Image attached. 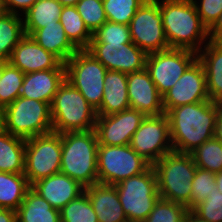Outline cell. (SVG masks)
Segmentation results:
<instances>
[{"label": "cell", "instance_id": "obj_1", "mask_svg": "<svg viewBox=\"0 0 222 222\" xmlns=\"http://www.w3.org/2000/svg\"><path fill=\"white\" fill-rule=\"evenodd\" d=\"M219 103L207 100L170 109L169 119L173 151L190 154L214 137Z\"/></svg>", "mask_w": 222, "mask_h": 222}, {"label": "cell", "instance_id": "obj_2", "mask_svg": "<svg viewBox=\"0 0 222 222\" xmlns=\"http://www.w3.org/2000/svg\"><path fill=\"white\" fill-rule=\"evenodd\" d=\"M160 13L169 48L198 53L205 41H209L208 28L192 0H161Z\"/></svg>", "mask_w": 222, "mask_h": 222}, {"label": "cell", "instance_id": "obj_3", "mask_svg": "<svg viewBox=\"0 0 222 222\" xmlns=\"http://www.w3.org/2000/svg\"><path fill=\"white\" fill-rule=\"evenodd\" d=\"M98 145L94 129L62 133L60 172L85 188L98 183Z\"/></svg>", "mask_w": 222, "mask_h": 222}, {"label": "cell", "instance_id": "obj_4", "mask_svg": "<svg viewBox=\"0 0 222 222\" xmlns=\"http://www.w3.org/2000/svg\"><path fill=\"white\" fill-rule=\"evenodd\" d=\"M152 167L161 199L183 204L191 210L192 180L197 166L191 154L170 152Z\"/></svg>", "mask_w": 222, "mask_h": 222}, {"label": "cell", "instance_id": "obj_5", "mask_svg": "<svg viewBox=\"0 0 222 222\" xmlns=\"http://www.w3.org/2000/svg\"><path fill=\"white\" fill-rule=\"evenodd\" d=\"M50 107L54 132L62 134L95 129L96 109L67 80L58 88Z\"/></svg>", "mask_w": 222, "mask_h": 222}, {"label": "cell", "instance_id": "obj_6", "mask_svg": "<svg viewBox=\"0 0 222 222\" xmlns=\"http://www.w3.org/2000/svg\"><path fill=\"white\" fill-rule=\"evenodd\" d=\"M5 130L29 139L53 131L49 103L19 96L3 109Z\"/></svg>", "mask_w": 222, "mask_h": 222}, {"label": "cell", "instance_id": "obj_7", "mask_svg": "<svg viewBox=\"0 0 222 222\" xmlns=\"http://www.w3.org/2000/svg\"><path fill=\"white\" fill-rule=\"evenodd\" d=\"M115 187L128 222H144L160 198L152 165L145 172L125 179Z\"/></svg>", "mask_w": 222, "mask_h": 222}, {"label": "cell", "instance_id": "obj_8", "mask_svg": "<svg viewBox=\"0 0 222 222\" xmlns=\"http://www.w3.org/2000/svg\"><path fill=\"white\" fill-rule=\"evenodd\" d=\"M62 134L49 132L25 142L24 175L31 186L36 181L60 173Z\"/></svg>", "mask_w": 222, "mask_h": 222}, {"label": "cell", "instance_id": "obj_9", "mask_svg": "<svg viewBox=\"0 0 222 222\" xmlns=\"http://www.w3.org/2000/svg\"><path fill=\"white\" fill-rule=\"evenodd\" d=\"M66 80L96 110L101 106L108 69L86 49L78 50L66 63Z\"/></svg>", "mask_w": 222, "mask_h": 222}, {"label": "cell", "instance_id": "obj_10", "mask_svg": "<svg viewBox=\"0 0 222 222\" xmlns=\"http://www.w3.org/2000/svg\"><path fill=\"white\" fill-rule=\"evenodd\" d=\"M151 164L138 155L130 145H98V183L116 185L145 172Z\"/></svg>", "mask_w": 222, "mask_h": 222}, {"label": "cell", "instance_id": "obj_11", "mask_svg": "<svg viewBox=\"0 0 222 222\" xmlns=\"http://www.w3.org/2000/svg\"><path fill=\"white\" fill-rule=\"evenodd\" d=\"M132 42L147 55L169 49L160 13V0H146L129 23Z\"/></svg>", "mask_w": 222, "mask_h": 222}, {"label": "cell", "instance_id": "obj_12", "mask_svg": "<svg viewBox=\"0 0 222 222\" xmlns=\"http://www.w3.org/2000/svg\"><path fill=\"white\" fill-rule=\"evenodd\" d=\"M129 145L151 165L172 152L173 145L167 114L145 116Z\"/></svg>", "mask_w": 222, "mask_h": 222}, {"label": "cell", "instance_id": "obj_13", "mask_svg": "<svg viewBox=\"0 0 222 222\" xmlns=\"http://www.w3.org/2000/svg\"><path fill=\"white\" fill-rule=\"evenodd\" d=\"M196 59V52L169 48L148 54L145 69L150 74L159 94L163 96Z\"/></svg>", "mask_w": 222, "mask_h": 222}, {"label": "cell", "instance_id": "obj_14", "mask_svg": "<svg viewBox=\"0 0 222 222\" xmlns=\"http://www.w3.org/2000/svg\"><path fill=\"white\" fill-rule=\"evenodd\" d=\"M206 73L198 58L185 70L179 80L162 96L164 112L182 105L207 101Z\"/></svg>", "mask_w": 222, "mask_h": 222}, {"label": "cell", "instance_id": "obj_15", "mask_svg": "<svg viewBox=\"0 0 222 222\" xmlns=\"http://www.w3.org/2000/svg\"><path fill=\"white\" fill-rule=\"evenodd\" d=\"M108 70L125 74L145 69L147 54L132 43H90L86 49Z\"/></svg>", "mask_w": 222, "mask_h": 222}, {"label": "cell", "instance_id": "obj_16", "mask_svg": "<svg viewBox=\"0 0 222 222\" xmlns=\"http://www.w3.org/2000/svg\"><path fill=\"white\" fill-rule=\"evenodd\" d=\"M145 115L136 109L97 116L95 132L99 145L122 146L129 145L135 131L140 126Z\"/></svg>", "mask_w": 222, "mask_h": 222}, {"label": "cell", "instance_id": "obj_17", "mask_svg": "<svg viewBox=\"0 0 222 222\" xmlns=\"http://www.w3.org/2000/svg\"><path fill=\"white\" fill-rule=\"evenodd\" d=\"M8 62L24 74L41 70L65 69L64 63L26 34L14 47Z\"/></svg>", "mask_w": 222, "mask_h": 222}, {"label": "cell", "instance_id": "obj_18", "mask_svg": "<svg viewBox=\"0 0 222 222\" xmlns=\"http://www.w3.org/2000/svg\"><path fill=\"white\" fill-rule=\"evenodd\" d=\"M127 90L130 108L145 116H157L164 112L162 96L146 69L127 74Z\"/></svg>", "mask_w": 222, "mask_h": 222}, {"label": "cell", "instance_id": "obj_19", "mask_svg": "<svg viewBox=\"0 0 222 222\" xmlns=\"http://www.w3.org/2000/svg\"><path fill=\"white\" fill-rule=\"evenodd\" d=\"M31 188L58 210L78 198L85 190L79 182L61 172L36 181Z\"/></svg>", "mask_w": 222, "mask_h": 222}, {"label": "cell", "instance_id": "obj_20", "mask_svg": "<svg viewBox=\"0 0 222 222\" xmlns=\"http://www.w3.org/2000/svg\"><path fill=\"white\" fill-rule=\"evenodd\" d=\"M66 80V69L41 70L24 75L20 96L51 105L58 88Z\"/></svg>", "mask_w": 222, "mask_h": 222}, {"label": "cell", "instance_id": "obj_21", "mask_svg": "<svg viewBox=\"0 0 222 222\" xmlns=\"http://www.w3.org/2000/svg\"><path fill=\"white\" fill-rule=\"evenodd\" d=\"M98 222H128L115 185L96 183L85 188Z\"/></svg>", "mask_w": 222, "mask_h": 222}, {"label": "cell", "instance_id": "obj_22", "mask_svg": "<svg viewBox=\"0 0 222 222\" xmlns=\"http://www.w3.org/2000/svg\"><path fill=\"white\" fill-rule=\"evenodd\" d=\"M103 89L102 104L96 110L97 116H106L130 108L127 74L108 70L104 78Z\"/></svg>", "mask_w": 222, "mask_h": 222}, {"label": "cell", "instance_id": "obj_23", "mask_svg": "<svg viewBox=\"0 0 222 222\" xmlns=\"http://www.w3.org/2000/svg\"><path fill=\"white\" fill-rule=\"evenodd\" d=\"M206 73L207 91L211 101L222 103V44L206 41L197 53Z\"/></svg>", "mask_w": 222, "mask_h": 222}, {"label": "cell", "instance_id": "obj_24", "mask_svg": "<svg viewBox=\"0 0 222 222\" xmlns=\"http://www.w3.org/2000/svg\"><path fill=\"white\" fill-rule=\"evenodd\" d=\"M31 37L64 64L78 51L67 38L60 22L36 30Z\"/></svg>", "mask_w": 222, "mask_h": 222}, {"label": "cell", "instance_id": "obj_25", "mask_svg": "<svg viewBox=\"0 0 222 222\" xmlns=\"http://www.w3.org/2000/svg\"><path fill=\"white\" fill-rule=\"evenodd\" d=\"M16 214L17 222H61L60 210L53 208L31 187L27 190Z\"/></svg>", "mask_w": 222, "mask_h": 222}, {"label": "cell", "instance_id": "obj_26", "mask_svg": "<svg viewBox=\"0 0 222 222\" xmlns=\"http://www.w3.org/2000/svg\"><path fill=\"white\" fill-rule=\"evenodd\" d=\"M63 7L57 0H37L23 15L24 33L31 36L46 25L59 23Z\"/></svg>", "mask_w": 222, "mask_h": 222}, {"label": "cell", "instance_id": "obj_27", "mask_svg": "<svg viewBox=\"0 0 222 222\" xmlns=\"http://www.w3.org/2000/svg\"><path fill=\"white\" fill-rule=\"evenodd\" d=\"M25 142L6 130L0 134V172L24 174Z\"/></svg>", "mask_w": 222, "mask_h": 222}, {"label": "cell", "instance_id": "obj_28", "mask_svg": "<svg viewBox=\"0 0 222 222\" xmlns=\"http://www.w3.org/2000/svg\"><path fill=\"white\" fill-rule=\"evenodd\" d=\"M21 16L0 12V61H9L14 47L25 35Z\"/></svg>", "mask_w": 222, "mask_h": 222}, {"label": "cell", "instance_id": "obj_29", "mask_svg": "<svg viewBox=\"0 0 222 222\" xmlns=\"http://www.w3.org/2000/svg\"><path fill=\"white\" fill-rule=\"evenodd\" d=\"M30 187L24 174L0 172V208L16 211Z\"/></svg>", "mask_w": 222, "mask_h": 222}, {"label": "cell", "instance_id": "obj_30", "mask_svg": "<svg viewBox=\"0 0 222 222\" xmlns=\"http://www.w3.org/2000/svg\"><path fill=\"white\" fill-rule=\"evenodd\" d=\"M59 22L65 30L67 38L78 50L88 48L92 33L85 26L75 6H64Z\"/></svg>", "mask_w": 222, "mask_h": 222}, {"label": "cell", "instance_id": "obj_31", "mask_svg": "<svg viewBox=\"0 0 222 222\" xmlns=\"http://www.w3.org/2000/svg\"><path fill=\"white\" fill-rule=\"evenodd\" d=\"M190 154L198 168L213 173L222 171V143L215 137L201 144Z\"/></svg>", "mask_w": 222, "mask_h": 222}, {"label": "cell", "instance_id": "obj_32", "mask_svg": "<svg viewBox=\"0 0 222 222\" xmlns=\"http://www.w3.org/2000/svg\"><path fill=\"white\" fill-rule=\"evenodd\" d=\"M24 75L19 68L3 61V75L0 80V108L4 109L20 96Z\"/></svg>", "mask_w": 222, "mask_h": 222}, {"label": "cell", "instance_id": "obj_33", "mask_svg": "<svg viewBox=\"0 0 222 222\" xmlns=\"http://www.w3.org/2000/svg\"><path fill=\"white\" fill-rule=\"evenodd\" d=\"M61 222H98L93 206L84 192L60 210Z\"/></svg>", "mask_w": 222, "mask_h": 222}, {"label": "cell", "instance_id": "obj_34", "mask_svg": "<svg viewBox=\"0 0 222 222\" xmlns=\"http://www.w3.org/2000/svg\"><path fill=\"white\" fill-rule=\"evenodd\" d=\"M146 0H105L103 2L108 21L129 25L136 11Z\"/></svg>", "mask_w": 222, "mask_h": 222}, {"label": "cell", "instance_id": "obj_35", "mask_svg": "<svg viewBox=\"0 0 222 222\" xmlns=\"http://www.w3.org/2000/svg\"><path fill=\"white\" fill-rule=\"evenodd\" d=\"M187 212L183 204L159 198L144 222H182Z\"/></svg>", "mask_w": 222, "mask_h": 222}, {"label": "cell", "instance_id": "obj_36", "mask_svg": "<svg viewBox=\"0 0 222 222\" xmlns=\"http://www.w3.org/2000/svg\"><path fill=\"white\" fill-rule=\"evenodd\" d=\"M90 43H132L129 26L107 20L92 33Z\"/></svg>", "mask_w": 222, "mask_h": 222}, {"label": "cell", "instance_id": "obj_37", "mask_svg": "<svg viewBox=\"0 0 222 222\" xmlns=\"http://www.w3.org/2000/svg\"><path fill=\"white\" fill-rule=\"evenodd\" d=\"M75 7L91 33H94L107 21L103 2L101 1L79 0Z\"/></svg>", "mask_w": 222, "mask_h": 222}, {"label": "cell", "instance_id": "obj_38", "mask_svg": "<svg viewBox=\"0 0 222 222\" xmlns=\"http://www.w3.org/2000/svg\"><path fill=\"white\" fill-rule=\"evenodd\" d=\"M215 180V173L197 167L191 186V210L212 193L216 188Z\"/></svg>", "mask_w": 222, "mask_h": 222}, {"label": "cell", "instance_id": "obj_39", "mask_svg": "<svg viewBox=\"0 0 222 222\" xmlns=\"http://www.w3.org/2000/svg\"><path fill=\"white\" fill-rule=\"evenodd\" d=\"M192 211L201 219L210 222H222V193L213 189L207 198L197 204Z\"/></svg>", "mask_w": 222, "mask_h": 222}, {"label": "cell", "instance_id": "obj_40", "mask_svg": "<svg viewBox=\"0 0 222 222\" xmlns=\"http://www.w3.org/2000/svg\"><path fill=\"white\" fill-rule=\"evenodd\" d=\"M192 0L202 23L209 29L222 13V0ZM199 4V5H198Z\"/></svg>", "mask_w": 222, "mask_h": 222}, {"label": "cell", "instance_id": "obj_41", "mask_svg": "<svg viewBox=\"0 0 222 222\" xmlns=\"http://www.w3.org/2000/svg\"><path fill=\"white\" fill-rule=\"evenodd\" d=\"M36 1L37 0H5L2 4V10L16 15H21L22 12L25 14ZM18 9L21 11V14H19Z\"/></svg>", "mask_w": 222, "mask_h": 222}, {"label": "cell", "instance_id": "obj_42", "mask_svg": "<svg viewBox=\"0 0 222 222\" xmlns=\"http://www.w3.org/2000/svg\"><path fill=\"white\" fill-rule=\"evenodd\" d=\"M209 41L222 44V13L215 23L208 29Z\"/></svg>", "mask_w": 222, "mask_h": 222}, {"label": "cell", "instance_id": "obj_43", "mask_svg": "<svg viewBox=\"0 0 222 222\" xmlns=\"http://www.w3.org/2000/svg\"><path fill=\"white\" fill-rule=\"evenodd\" d=\"M0 222H17L16 211L9 208H0Z\"/></svg>", "mask_w": 222, "mask_h": 222}, {"label": "cell", "instance_id": "obj_44", "mask_svg": "<svg viewBox=\"0 0 222 222\" xmlns=\"http://www.w3.org/2000/svg\"><path fill=\"white\" fill-rule=\"evenodd\" d=\"M214 137L222 143V103H219V111L215 123Z\"/></svg>", "mask_w": 222, "mask_h": 222}, {"label": "cell", "instance_id": "obj_45", "mask_svg": "<svg viewBox=\"0 0 222 222\" xmlns=\"http://www.w3.org/2000/svg\"><path fill=\"white\" fill-rule=\"evenodd\" d=\"M182 222H210L204 219H201L197 216L192 210H188L187 214L184 216Z\"/></svg>", "mask_w": 222, "mask_h": 222}, {"label": "cell", "instance_id": "obj_46", "mask_svg": "<svg viewBox=\"0 0 222 222\" xmlns=\"http://www.w3.org/2000/svg\"><path fill=\"white\" fill-rule=\"evenodd\" d=\"M215 179L216 188L222 193V171L215 173Z\"/></svg>", "mask_w": 222, "mask_h": 222}, {"label": "cell", "instance_id": "obj_47", "mask_svg": "<svg viewBox=\"0 0 222 222\" xmlns=\"http://www.w3.org/2000/svg\"><path fill=\"white\" fill-rule=\"evenodd\" d=\"M63 6H75L79 0H57Z\"/></svg>", "mask_w": 222, "mask_h": 222}, {"label": "cell", "instance_id": "obj_48", "mask_svg": "<svg viewBox=\"0 0 222 222\" xmlns=\"http://www.w3.org/2000/svg\"><path fill=\"white\" fill-rule=\"evenodd\" d=\"M5 131L4 111L0 108V134Z\"/></svg>", "mask_w": 222, "mask_h": 222}, {"label": "cell", "instance_id": "obj_49", "mask_svg": "<svg viewBox=\"0 0 222 222\" xmlns=\"http://www.w3.org/2000/svg\"><path fill=\"white\" fill-rule=\"evenodd\" d=\"M3 75V61H0V80L2 78Z\"/></svg>", "mask_w": 222, "mask_h": 222}, {"label": "cell", "instance_id": "obj_50", "mask_svg": "<svg viewBox=\"0 0 222 222\" xmlns=\"http://www.w3.org/2000/svg\"><path fill=\"white\" fill-rule=\"evenodd\" d=\"M5 2V0H0V4L2 5Z\"/></svg>", "mask_w": 222, "mask_h": 222}, {"label": "cell", "instance_id": "obj_51", "mask_svg": "<svg viewBox=\"0 0 222 222\" xmlns=\"http://www.w3.org/2000/svg\"><path fill=\"white\" fill-rule=\"evenodd\" d=\"M3 10H2V5L0 4V12H2Z\"/></svg>", "mask_w": 222, "mask_h": 222}]
</instances>
